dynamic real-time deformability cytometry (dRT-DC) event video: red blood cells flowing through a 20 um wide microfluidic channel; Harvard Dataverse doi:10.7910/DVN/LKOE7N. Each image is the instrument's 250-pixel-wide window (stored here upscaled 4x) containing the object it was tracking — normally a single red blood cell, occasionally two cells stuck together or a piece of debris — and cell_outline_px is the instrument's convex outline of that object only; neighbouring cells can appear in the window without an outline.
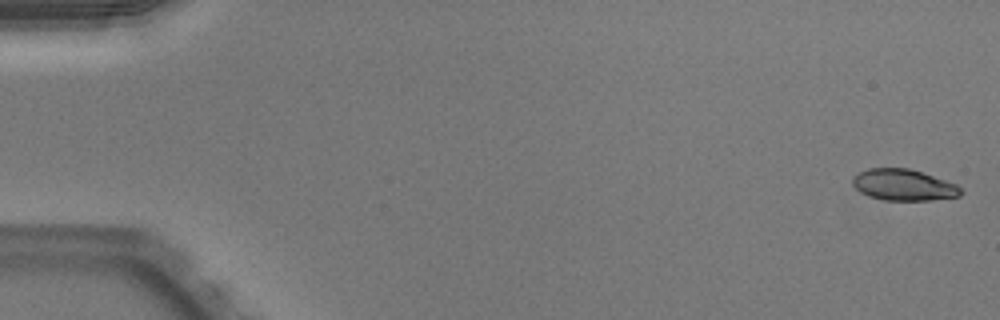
{"species": "Egyptian fruit bat (a non-hibernating species)", "species_latin": "Rousettus aegyptiacus", "temperature_condition": "warm", "stored_images_in_passage": 8, "camera_frame_rate_fps": 3000, "um_per_image_px": 0.085, "animal": {"sex": "male"}, "frame": {"image": 1, "passage_image": 1, "time_ms": 0.0, "image_size_px": [1000, 320], "cell_outline_px": [[964, 192], [960, 196], [932, 200], [884, 200], [868, 196], [860, 192], [852, 184], [852, 176], [856, 172], [868, 168], [908, 168], [924, 172], [956, 184]], "centroid_in_image_um": [76.78, 15.71], "position_along_channel_um": 8.2, "area_um2": 20.0}}